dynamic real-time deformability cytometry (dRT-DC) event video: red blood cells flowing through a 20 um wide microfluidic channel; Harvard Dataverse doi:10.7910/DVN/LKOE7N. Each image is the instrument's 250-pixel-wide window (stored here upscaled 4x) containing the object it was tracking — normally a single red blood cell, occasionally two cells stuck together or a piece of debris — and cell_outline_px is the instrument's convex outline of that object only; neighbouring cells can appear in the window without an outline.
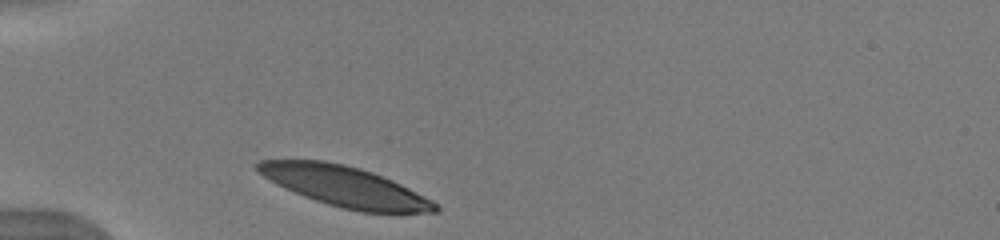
{"species": "human", "species_latin": "Homo sapiens", "temperature_condition": "warm", "stored_images_in_passage": 30, "camera_frame_rate_fps": 3000, "um_per_image_px": 0.085, "donor": {"sex": "male"}, "frame": {"image": 1, "passage_image": 1, "time_ms": 0.0, "image_size_px": [1000, 240], "cell_outline_px": [[440, 212], [400, 216], [360, 212], [340, 208], [304, 196], [284, 188], [256, 172], [256, 164], [260, 160], [324, 160], [344, 164], [360, 168], [372, 172], [392, 180], [432, 200], [440, 208]], "centroid_in_image_um": [29.42, 15.9], "position_along_channel_um": 55.6, "area_um2": 42.6}}
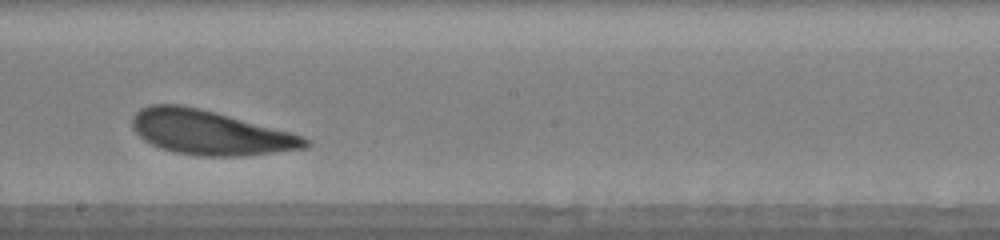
{"frame": {"image": 2, "passage_image": 16, "time_ms": 5.0, "image_size_px": [1000, 240], "cell_outline_px": [[312, 144], [308, 148], [244, 156], [200, 156], [176, 152], [160, 148], [144, 140], [132, 128], [132, 116], [140, 108], [152, 104], [180, 104], [216, 112], [288, 132], [312, 140]], "centroid_in_image_um": [17.84, 11.27], "position_along_channel_um": 230.4, "area_um2": 44.56}}
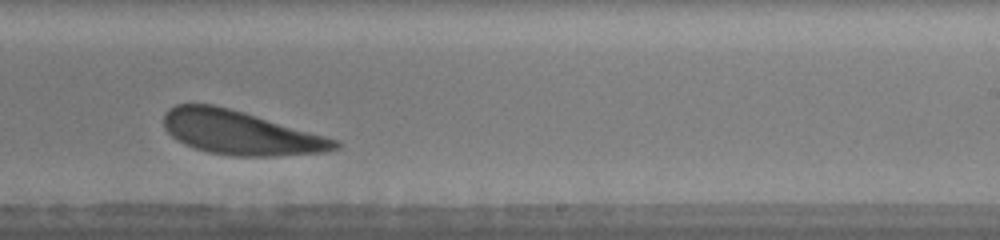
{"frame": {"image": 3, "passage_image": 19, "time_ms": 6.0, "image_size_px": [1000, 240], "cell_outline_px": [[344, 144], [340, 148], [328, 152], [276, 156], [232, 156], [208, 152], [184, 144], [176, 140], [164, 128], [164, 112], [168, 108], [176, 104], [212, 104], [244, 112], [340, 140]], "centroid_in_image_um": [20.47, 11.29], "position_along_channel_um": 268.5, "area_um2": 44.04}, "authors_computed_cell_mechanics": {"area_um2": 44.4193, "velocity_mm_per_s": 3.8494, "shape_relaxation_time_tau1_ms": 0.9024, "shape_relaxation_time_tau2_ms": 4.8065, "deformation_change_tau1": 0.0702, "deformation_change_tau2": 0.1531}}